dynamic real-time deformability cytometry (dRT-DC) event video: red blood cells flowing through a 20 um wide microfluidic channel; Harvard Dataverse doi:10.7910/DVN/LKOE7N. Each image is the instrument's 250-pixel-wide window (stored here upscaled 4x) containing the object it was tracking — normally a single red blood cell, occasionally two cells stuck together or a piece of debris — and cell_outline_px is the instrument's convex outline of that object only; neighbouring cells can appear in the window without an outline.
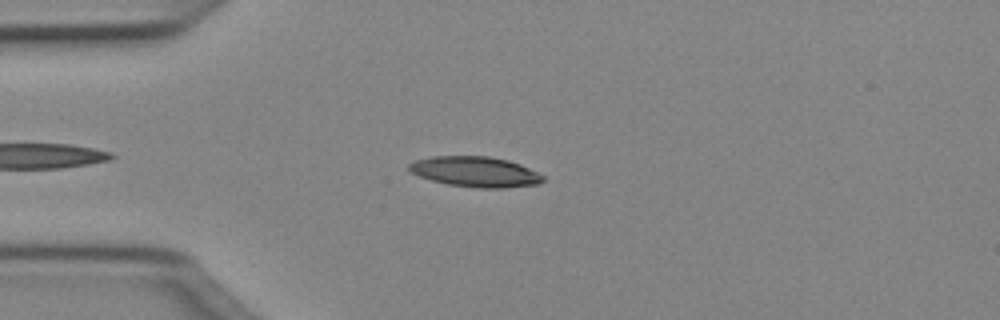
{"species": "Egyptian fruit bat (a non-hibernating species)", "species_latin": "Rousettus aegyptiacus", "temperature_condition": "cold", "stored_images_in_passage": 41, "camera_frame_rate_fps": 3000, "um_per_image_px": 0.085, "animal": {"sex": "female"}, "frame": {"image": 1, "passage_image": 7, "time_ms": 2.0, "image_size_px": [1000, 320], "cell_outline_px": [[544, 180], [540, 184], [504, 188], [476, 188], [448, 184], [432, 180], [408, 172], [408, 164], [416, 160], [432, 156], [488, 156], [508, 160], [520, 164], [544, 176]], "centroid_in_image_um": [40.39, 14.6], "position_along_channel_um": 44.6, "area_um2": 23.76}}
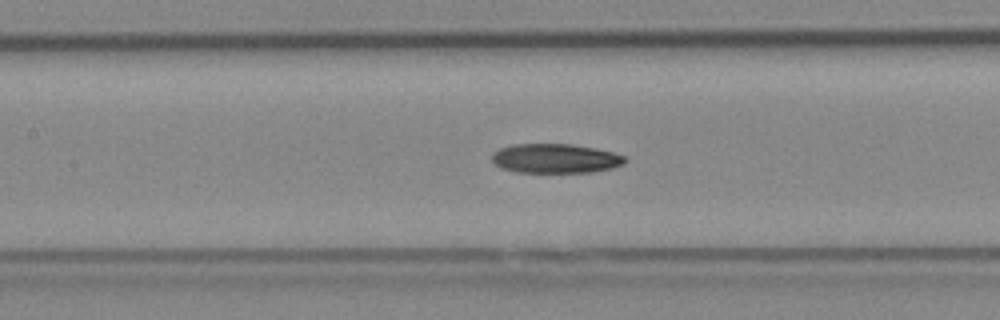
{"frame": {"image": 2, "passage_image": 17, "time_ms": 5.333, "image_size_px": [1000, 320], "cell_outline_px": [[628, 160], [624, 164], [612, 168], [592, 172], [516, 172], [500, 168], [492, 160], [492, 152], [500, 148], [512, 144], [572, 144], [596, 148], [628, 156]], "centroid_in_image_um": [47.23, 13.46], "position_along_channel_um": 160.2, "area_um2": 23.0}}
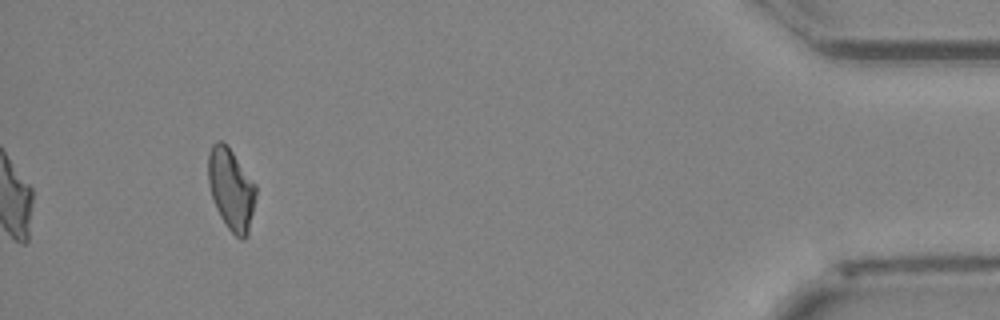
{"frame": {"image": 3, "passage_image": 41, "time_ms": 13.333, "image_size_px": [1000, 320], "cell_outline_px": [[256, 196], [248, 236], [244, 240], [240, 240], [228, 228], [220, 216], [216, 208], [208, 184], [208, 152], [212, 144], [216, 140], [220, 140], [232, 152], [256, 184]], "centroid_in_image_um": [19.65, 16.1], "position_along_channel_um": 415.6, "area_um2": 22.66}}